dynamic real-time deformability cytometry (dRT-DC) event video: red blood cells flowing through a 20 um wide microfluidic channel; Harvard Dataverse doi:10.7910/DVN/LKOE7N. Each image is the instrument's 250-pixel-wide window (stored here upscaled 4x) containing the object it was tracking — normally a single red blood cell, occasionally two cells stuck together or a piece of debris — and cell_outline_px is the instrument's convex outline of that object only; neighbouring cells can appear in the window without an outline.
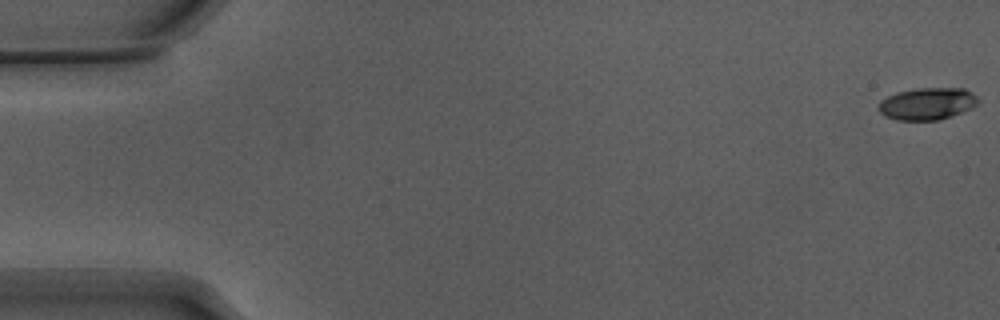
{"species": "Egyptian fruit bat (a non-hibernating species)", "species_latin": "Rousettus aegyptiacus", "temperature_condition": "warm", "stored_images_in_passage": 25, "camera_frame_rate_fps": 3000, "um_per_image_px": 0.085, "animal": {"sex": "male"}, "frame": {"image": 1, "passage_image": 1, "time_ms": 0.0, "image_size_px": [1000, 320], "cell_outline_px": [[980, 104], [972, 108], [952, 116], [940, 120], [896, 120], [884, 116], [880, 112], [880, 100], [896, 92], [916, 88], [964, 88], [972, 92], [980, 100]], "centroid_in_image_um": [78.86, 8.81], "position_along_channel_um": 6.1, "area_um2": 18.84}}
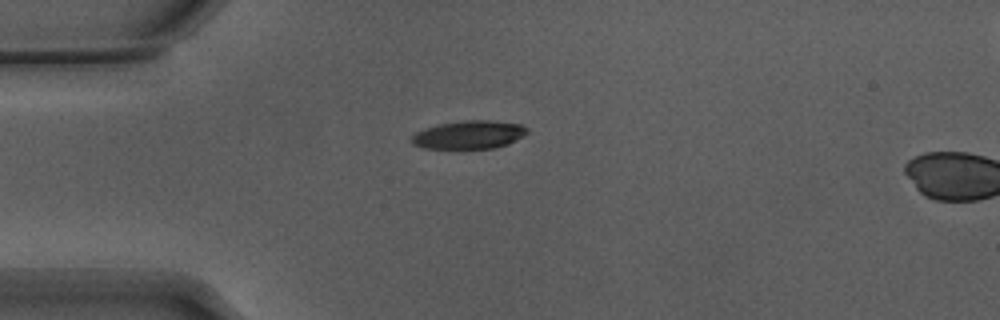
{"frame": {"image": 2, "passage_image": 15, "time_ms": 4.667, "image_size_px": [1000, 320], "cell_outline_px": [[528, 132], [508, 144], [492, 148], [424, 148], [412, 144], [412, 136], [416, 132], [424, 128], [440, 124], [464, 120], [492, 120], [520, 124], [528, 128]], "centroid_in_image_um": [39.86, 11.44], "position_along_channel_um": 45.1, "area_um2": 18.84}}
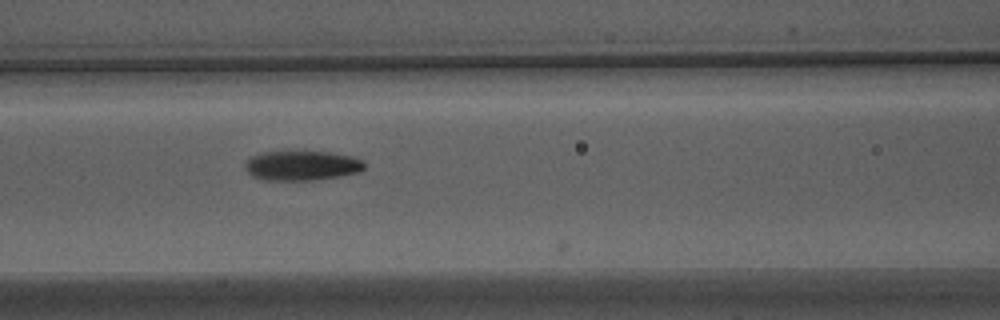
{"frame": {"image": 3, "passage_image": 24, "time_ms": 7.667, "image_size_px": [1000, 320], "cell_outline_px": [[364, 168], [360, 172], [316, 180], [264, 180], [252, 176], [244, 168], [244, 164], [248, 156], [260, 152], [284, 148], [328, 152], [352, 156], [364, 160]], "centroid_in_image_um": [25.58, 14.02], "position_along_channel_um": 141.0, "area_um2": 21.79}}